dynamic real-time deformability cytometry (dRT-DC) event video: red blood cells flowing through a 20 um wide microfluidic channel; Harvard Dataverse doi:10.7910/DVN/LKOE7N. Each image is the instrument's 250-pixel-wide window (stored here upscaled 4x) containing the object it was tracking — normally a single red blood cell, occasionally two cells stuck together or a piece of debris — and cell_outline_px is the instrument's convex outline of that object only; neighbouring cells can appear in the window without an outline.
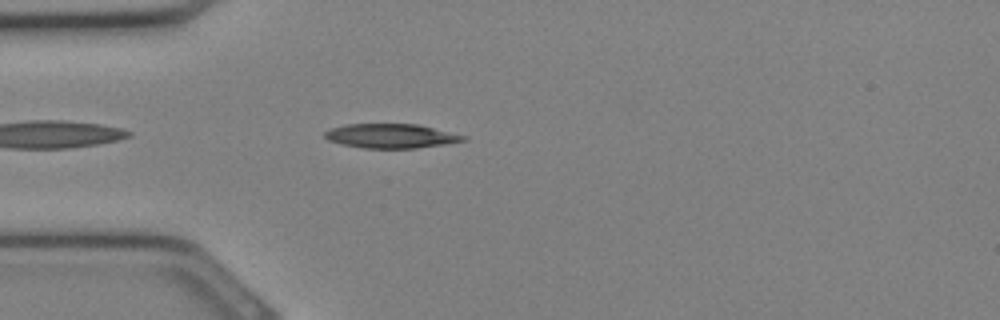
{"species": "Egyptian fruit bat (a non-hibernating species)", "species_latin": "Rousettus aegyptiacus", "temperature_condition": "cold", "stored_images_in_passage": 25, "camera_frame_rate_fps": 3000, "um_per_image_px": 0.085, "animal": {"sex": "female"}, "frame": {"image": 1, "passage_image": 2, "time_ms": 0.333, "image_size_px": [1000, 320], "cell_outline_px": [[468, 140], [444, 144], [416, 148], [364, 148], [344, 144], [328, 140], [324, 136], [324, 132], [332, 128], [348, 124], [416, 124], [468, 136]], "centroid_in_image_um": [33.27, 11.55], "position_along_channel_um": 51.7, "area_um2": 19.42}}
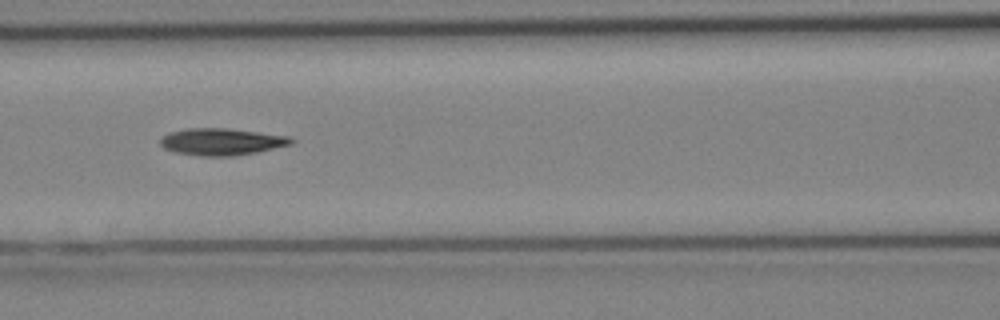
{"frame": {"image": 2, "passage_image": 7, "time_ms": 2.0, "image_size_px": [1000, 320], "cell_outline_px": [[296, 140], [292, 144], [256, 152], [232, 156], [200, 156], [176, 152], [164, 148], [160, 144], [160, 140], [168, 132], [188, 128], [224, 128], [292, 136]], "centroid_in_image_um": [18.86, 12.04], "position_along_channel_um": 147.7, "area_um2": 20.52}}
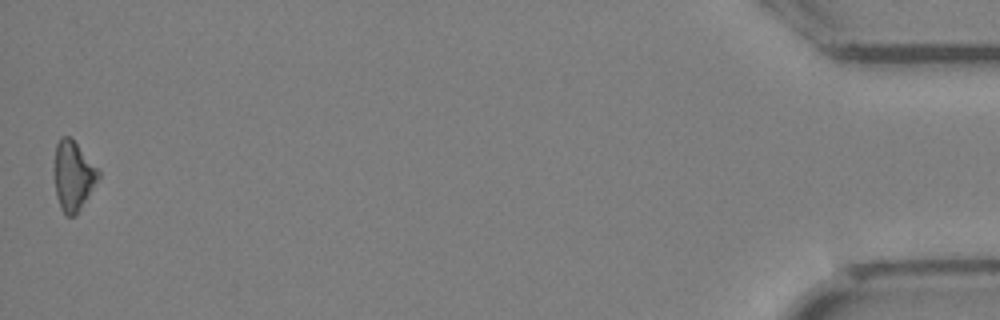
{"frame": {"image": 3, "passage_image": 25, "time_ms": 8.0, "image_size_px": [1000, 320], "cell_outline_px": [[100, 176], [76, 216], [64, 216], [60, 208], [56, 196], [52, 172], [52, 168], [56, 144], [60, 136], [68, 136], [100, 168]], "centroid_in_image_um": [6.18, 14.95], "position_along_channel_um": 429.0, "area_um2": 18.44}}